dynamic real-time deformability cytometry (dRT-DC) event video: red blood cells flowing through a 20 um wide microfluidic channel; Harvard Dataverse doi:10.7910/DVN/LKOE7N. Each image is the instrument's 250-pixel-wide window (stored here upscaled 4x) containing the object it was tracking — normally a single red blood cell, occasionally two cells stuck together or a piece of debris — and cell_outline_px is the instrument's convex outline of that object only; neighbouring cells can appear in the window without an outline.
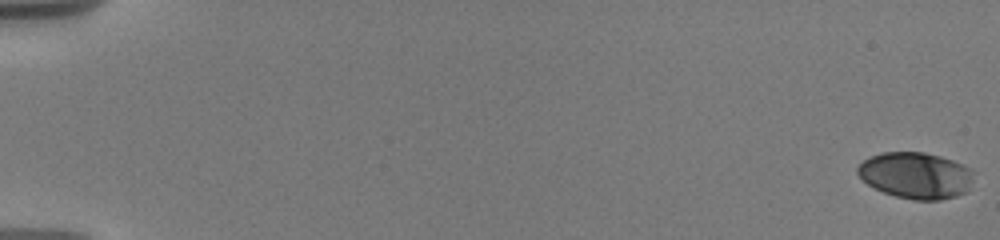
{"species": "human", "species_latin": "Homo sapiens", "temperature_condition": "warm", "stored_images_in_passage": 16, "camera_frame_rate_fps": 3000, "um_per_image_px": 0.085, "donor": {"sex": "male"}, "frame": {"image": 1, "passage_image": 1, "time_ms": 0.0, "image_size_px": [1000, 240], "cell_outline_px": [[972, 180], [964, 192], [956, 196], [940, 200], [912, 200], [896, 196], [884, 192], [868, 184], [856, 172], [856, 168], [864, 160], [872, 156], [884, 152], [924, 152], [940, 156], [952, 160], [972, 168]], "centroid_in_image_um": [77.84, 14.9], "position_along_channel_um": 7.2, "area_um2": 31.1}}
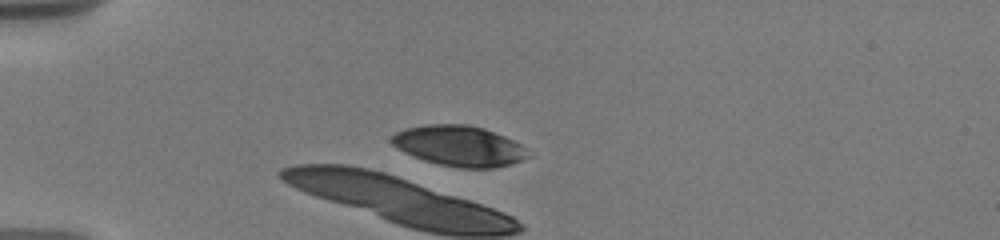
{"frame": {"image": 2, "passage_image": 6, "time_ms": 5.333, "image_size_px": [1000, 240], "cell_outline_px": [[532, 156], [512, 164], [496, 168], [460, 168], [440, 164], [424, 160], [404, 152], [396, 148], [392, 144], [392, 136], [396, 132], [404, 128], [424, 124], [468, 124], [484, 128], [504, 136], [520, 144]], "centroid_in_image_um": [39.04, 12.4], "position_along_channel_um": 46.0, "area_um2": 32.31}, "authors_computed_cell_mechanics": {"area_um2": 33.4373, "velocity_mm_per_s": 3.609, "shape_relaxation_time_tau1_ms": 0.873, "shape_relaxation_time_tau2_ms": null, "deformation_change_tau1": 0.0559, "deformation_change_tau2": null}}